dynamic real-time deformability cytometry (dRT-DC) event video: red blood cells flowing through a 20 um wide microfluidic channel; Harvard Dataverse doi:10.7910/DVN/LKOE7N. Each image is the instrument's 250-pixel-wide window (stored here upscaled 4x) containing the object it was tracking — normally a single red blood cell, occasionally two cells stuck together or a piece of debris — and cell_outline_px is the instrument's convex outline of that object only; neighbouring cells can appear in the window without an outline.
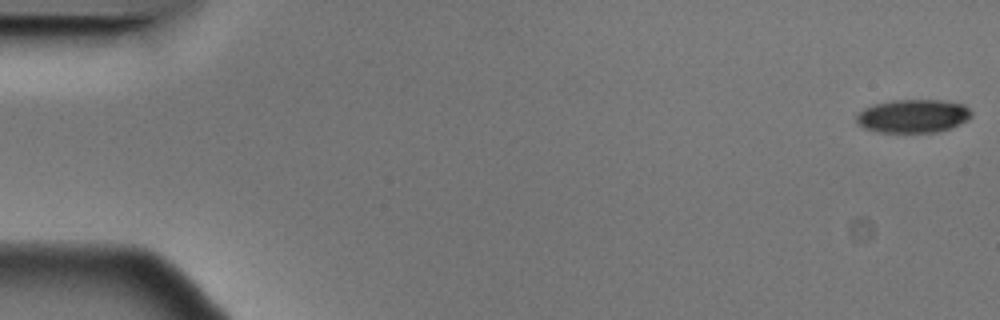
{"species": "Egyptian fruit bat (a non-hibernating species)", "species_latin": "Rousettus aegyptiacus", "temperature_condition": "cold", "stored_images_in_passage": 10, "camera_frame_rate_fps": 3000, "um_per_image_px": 0.085, "animal": {"sex": "male"}, "frame": {"image": 1, "passage_image": 1, "time_ms": 0.0, "image_size_px": [1000, 320], "cell_outline_px": [[972, 116], [968, 120], [952, 128], [936, 132], [880, 132], [864, 128], [856, 120], [856, 116], [864, 108], [872, 104], [892, 100], [940, 100], [964, 104], [972, 112]], "centroid_in_image_um": [77.64, 9.86], "position_along_channel_um": 7.4, "area_um2": 22.43}}